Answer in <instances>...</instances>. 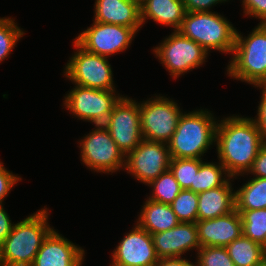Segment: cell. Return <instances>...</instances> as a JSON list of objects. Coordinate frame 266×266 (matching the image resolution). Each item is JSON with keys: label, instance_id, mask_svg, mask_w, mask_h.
Segmentation results:
<instances>
[{"label": "cell", "instance_id": "6da1fadb", "mask_svg": "<svg viewBox=\"0 0 266 266\" xmlns=\"http://www.w3.org/2000/svg\"><path fill=\"white\" fill-rule=\"evenodd\" d=\"M265 142L252 118L227 116L218 120L215 146L220 162L231 178L244 176Z\"/></svg>", "mask_w": 266, "mask_h": 266}, {"label": "cell", "instance_id": "4316f807", "mask_svg": "<svg viewBox=\"0 0 266 266\" xmlns=\"http://www.w3.org/2000/svg\"><path fill=\"white\" fill-rule=\"evenodd\" d=\"M179 222L196 223L198 220V194L182 189L170 204Z\"/></svg>", "mask_w": 266, "mask_h": 266}, {"label": "cell", "instance_id": "277c9868", "mask_svg": "<svg viewBox=\"0 0 266 266\" xmlns=\"http://www.w3.org/2000/svg\"><path fill=\"white\" fill-rule=\"evenodd\" d=\"M227 75L253 85L266 86V24L259 23L248 36L236 32Z\"/></svg>", "mask_w": 266, "mask_h": 266}, {"label": "cell", "instance_id": "44dd1931", "mask_svg": "<svg viewBox=\"0 0 266 266\" xmlns=\"http://www.w3.org/2000/svg\"><path fill=\"white\" fill-rule=\"evenodd\" d=\"M142 207L136 224L151 235L172 229L180 223L170 204L147 198Z\"/></svg>", "mask_w": 266, "mask_h": 266}, {"label": "cell", "instance_id": "5b68a950", "mask_svg": "<svg viewBox=\"0 0 266 266\" xmlns=\"http://www.w3.org/2000/svg\"><path fill=\"white\" fill-rule=\"evenodd\" d=\"M182 35L201 45L207 52L217 50L232 54L236 28L217 12H186L180 28Z\"/></svg>", "mask_w": 266, "mask_h": 266}, {"label": "cell", "instance_id": "83f0119b", "mask_svg": "<svg viewBox=\"0 0 266 266\" xmlns=\"http://www.w3.org/2000/svg\"><path fill=\"white\" fill-rule=\"evenodd\" d=\"M202 162V159L172 158L169 170L182 189H189Z\"/></svg>", "mask_w": 266, "mask_h": 266}, {"label": "cell", "instance_id": "cb8c5ba5", "mask_svg": "<svg viewBox=\"0 0 266 266\" xmlns=\"http://www.w3.org/2000/svg\"><path fill=\"white\" fill-rule=\"evenodd\" d=\"M229 178L230 176L220 162L215 164L203 161L195 175L194 184H191L188 190L199 194L222 186Z\"/></svg>", "mask_w": 266, "mask_h": 266}, {"label": "cell", "instance_id": "8d00e7d4", "mask_svg": "<svg viewBox=\"0 0 266 266\" xmlns=\"http://www.w3.org/2000/svg\"><path fill=\"white\" fill-rule=\"evenodd\" d=\"M195 263L183 258H163L159 259L156 266H195Z\"/></svg>", "mask_w": 266, "mask_h": 266}, {"label": "cell", "instance_id": "2e32d148", "mask_svg": "<svg viewBox=\"0 0 266 266\" xmlns=\"http://www.w3.org/2000/svg\"><path fill=\"white\" fill-rule=\"evenodd\" d=\"M157 257L182 258L187 251L201 247L196 223L180 222L172 229L152 234Z\"/></svg>", "mask_w": 266, "mask_h": 266}, {"label": "cell", "instance_id": "9a60e30c", "mask_svg": "<svg viewBox=\"0 0 266 266\" xmlns=\"http://www.w3.org/2000/svg\"><path fill=\"white\" fill-rule=\"evenodd\" d=\"M85 250L54 229L44 240L32 266H82Z\"/></svg>", "mask_w": 266, "mask_h": 266}, {"label": "cell", "instance_id": "e575fe53", "mask_svg": "<svg viewBox=\"0 0 266 266\" xmlns=\"http://www.w3.org/2000/svg\"><path fill=\"white\" fill-rule=\"evenodd\" d=\"M229 0H183L186 12H211L212 6Z\"/></svg>", "mask_w": 266, "mask_h": 266}, {"label": "cell", "instance_id": "603a6c76", "mask_svg": "<svg viewBox=\"0 0 266 266\" xmlns=\"http://www.w3.org/2000/svg\"><path fill=\"white\" fill-rule=\"evenodd\" d=\"M235 191L236 210L266 208V178L253 177Z\"/></svg>", "mask_w": 266, "mask_h": 266}, {"label": "cell", "instance_id": "7402d4cb", "mask_svg": "<svg viewBox=\"0 0 266 266\" xmlns=\"http://www.w3.org/2000/svg\"><path fill=\"white\" fill-rule=\"evenodd\" d=\"M235 266H262L265 264L266 248L243 234L226 246Z\"/></svg>", "mask_w": 266, "mask_h": 266}, {"label": "cell", "instance_id": "ac0fdd59", "mask_svg": "<svg viewBox=\"0 0 266 266\" xmlns=\"http://www.w3.org/2000/svg\"><path fill=\"white\" fill-rule=\"evenodd\" d=\"M96 22L127 26L137 32L142 27L140 4L133 0H95Z\"/></svg>", "mask_w": 266, "mask_h": 266}, {"label": "cell", "instance_id": "ffe728a7", "mask_svg": "<svg viewBox=\"0 0 266 266\" xmlns=\"http://www.w3.org/2000/svg\"><path fill=\"white\" fill-rule=\"evenodd\" d=\"M142 26L147 19H151L163 26H170L178 30L185 17L183 0H144L140 4Z\"/></svg>", "mask_w": 266, "mask_h": 266}, {"label": "cell", "instance_id": "d590c367", "mask_svg": "<svg viewBox=\"0 0 266 266\" xmlns=\"http://www.w3.org/2000/svg\"><path fill=\"white\" fill-rule=\"evenodd\" d=\"M13 226L14 223L11 222L10 216L5 210L3 203H0V245L11 233Z\"/></svg>", "mask_w": 266, "mask_h": 266}, {"label": "cell", "instance_id": "7a4b0ae2", "mask_svg": "<svg viewBox=\"0 0 266 266\" xmlns=\"http://www.w3.org/2000/svg\"><path fill=\"white\" fill-rule=\"evenodd\" d=\"M47 208H42L15 223L0 245V266H32L47 236L54 230L48 223Z\"/></svg>", "mask_w": 266, "mask_h": 266}, {"label": "cell", "instance_id": "f1b7e54d", "mask_svg": "<svg viewBox=\"0 0 266 266\" xmlns=\"http://www.w3.org/2000/svg\"><path fill=\"white\" fill-rule=\"evenodd\" d=\"M11 17H0V63L5 60L25 32Z\"/></svg>", "mask_w": 266, "mask_h": 266}, {"label": "cell", "instance_id": "3957f363", "mask_svg": "<svg viewBox=\"0 0 266 266\" xmlns=\"http://www.w3.org/2000/svg\"><path fill=\"white\" fill-rule=\"evenodd\" d=\"M214 117L208 109L182 113L168 143L171 158L202 159L215 145L218 120Z\"/></svg>", "mask_w": 266, "mask_h": 266}, {"label": "cell", "instance_id": "9c48e42d", "mask_svg": "<svg viewBox=\"0 0 266 266\" xmlns=\"http://www.w3.org/2000/svg\"><path fill=\"white\" fill-rule=\"evenodd\" d=\"M78 144L81 161L91 171L109 174L125 167L126 156L103 125H96Z\"/></svg>", "mask_w": 266, "mask_h": 266}, {"label": "cell", "instance_id": "d6986e66", "mask_svg": "<svg viewBox=\"0 0 266 266\" xmlns=\"http://www.w3.org/2000/svg\"><path fill=\"white\" fill-rule=\"evenodd\" d=\"M232 179L230 177L222 186L198 194V220L213 219L235 210Z\"/></svg>", "mask_w": 266, "mask_h": 266}, {"label": "cell", "instance_id": "d6a6232c", "mask_svg": "<svg viewBox=\"0 0 266 266\" xmlns=\"http://www.w3.org/2000/svg\"><path fill=\"white\" fill-rule=\"evenodd\" d=\"M262 89V96L260 103L258 104L257 115L252 118L261 133L262 139L266 142V86H259Z\"/></svg>", "mask_w": 266, "mask_h": 266}, {"label": "cell", "instance_id": "836d02e7", "mask_svg": "<svg viewBox=\"0 0 266 266\" xmlns=\"http://www.w3.org/2000/svg\"><path fill=\"white\" fill-rule=\"evenodd\" d=\"M253 175V177L266 178V142L260 148L253 164L247 174Z\"/></svg>", "mask_w": 266, "mask_h": 266}, {"label": "cell", "instance_id": "484cf974", "mask_svg": "<svg viewBox=\"0 0 266 266\" xmlns=\"http://www.w3.org/2000/svg\"><path fill=\"white\" fill-rule=\"evenodd\" d=\"M148 186L153 189L148 199L163 204H171L182 190L170 170L159 175Z\"/></svg>", "mask_w": 266, "mask_h": 266}, {"label": "cell", "instance_id": "d4e9b609", "mask_svg": "<svg viewBox=\"0 0 266 266\" xmlns=\"http://www.w3.org/2000/svg\"><path fill=\"white\" fill-rule=\"evenodd\" d=\"M237 211L242 219L243 235L266 248V208Z\"/></svg>", "mask_w": 266, "mask_h": 266}, {"label": "cell", "instance_id": "7c38bea8", "mask_svg": "<svg viewBox=\"0 0 266 266\" xmlns=\"http://www.w3.org/2000/svg\"><path fill=\"white\" fill-rule=\"evenodd\" d=\"M136 33L135 29L127 26L94 21L74 41L87 52L110 57L126 51Z\"/></svg>", "mask_w": 266, "mask_h": 266}, {"label": "cell", "instance_id": "4dcf8cb0", "mask_svg": "<svg viewBox=\"0 0 266 266\" xmlns=\"http://www.w3.org/2000/svg\"><path fill=\"white\" fill-rule=\"evenodd\" d=\"M17 175L18 174L15 175L7 170L5 165L0 161V203L4 202V198L8 196L14 185H16L18 181H22L21 177Z\"/></svg>", "mask_w": 266, "mask_h": 266}, {"label": "cell", "instance_id": "8fae6325", "mask_svg": "<svg viewBox=\"0 0 266 266\" xmlns=\"http://www.w3.org/2000/svg\"><path fill=\"white\" fill-rule=\"evenodd\" d=\"M103 126L126 156L143 140L139 103L123 95L113 107Z\"/></svg>", "mask_w": 266, "mask_h": 266}, {"label": "cell", "instance_id": "e0dca14e", "mask_svg": "<svg viewBox=\"0 0 266 266\" xmlns=\"http://www.w3.org/2000/svg\"><path fill=\"white\" fill-rule=\"evenodd\" d=\"M196 225L201 247H226L243 234L242 219L236 209L213 219L197 220Z\"/></svg>", "mask_w": 266, "mask_h": 266}, {"label": "cell", "instance_id": "8992f818", "mask_svg": "<svg viewBox=\"0 0 266 266\" xmlns=\"http://www.w3.org/2000/svg\"><path fill=\"white\" fill-rule=\"evenodd\" d=\"M153 53L161 61L162 66L173 78L184 75L205 64L209 55L201 45L175 30L157 47Z\"/></svg>", "mask_w": 266, "mask_h": 266}, {"label": "cell", "instance_id": "52a82bcc", "mask_svg": "<svg viewBox=\"0 0 266 266\" xmlns=\"http://www.w3.org/2000/svg\"><path fill=\"white\" fill-rule=\"evenodd\" d=\"M139 113L143 139L168 144L183 111L178 103L159 94L139 102Z\"/></svg>", "mask_w": 266, "mask_h": 266}, {"label": "cell", "instance_id": "30bf717a", "mask_svg": "<svg viewBox=\"0 0 266 266\" xmlns=\"http://www.w3.org/2000/svg\"><path fill=\"white\" fill-rule=\"evenodd\" d=\"M122 95L115 90H100L75 84L64 96L66 106L79 120L103 125Z\"/></svg>", "mask_w": 266, "mask_h": 266}, {"label": "cell", "instance_id": "ba28073f", "mask_svg": "<svg viewBox=\"0 0 266 266\" xmlns=\"http://www.w3.org/2000/svg\"><path fill=\"white\" fill-rule=\"evenodd\" d=\"M76 52L64 67V76L72 83L100 90H116L108 57L85 51L73 41Z\"/></svg>", "mask_w": 266, "mask_h": 266}, {"label": "cell", "instance_id": "4fadbf2b", "mask_svg": "<svg viewBox=\"0 0 266 266\" xmlns=\"http://www.w3.org/2000/svg\"><path fill=\"white\" fill-rule=\"evenodd\" d=\"M171 159L168 144L143 139L126 155L123 170L139 182L148 185L169 170Z\"/></svg>", "mask_w": 266, "mask_h": 266}, {"label": "cell", "instance_id": "74e56055", "mask_svg": "<svg viewBox=\"0 0 266 266\" xmlns=\"http://www.w3.org/2000/svg\"><path fill=\"white\" fill-rule=\"evenodd\" d=\"M136 1L137 3L141 4L144 0H133Z\"/></svg>", "mask_w": 266, "mask_h": 266}, {"label": "cell", "instance_id": "f546056e", "mask_svg": "<svg viewBox=\"0 0 266 266\" xmlns=\"http://www.w3.org/2000/svg\"><path fill=\"white\" fill-rule=\"evenodd\" d=\"M195 266H235L226 247H200Z\"/></svg>", "mask_w": 266, "mask_h": 266}, {"label": "cell", "instance_id": "1f68e13d", "mask_svg": "<svg viewBox=\"0 0 266 266\" xmlns=\"http://www.w3.org/2000/svg\"><path fill=\"white\" fill-rule=\"evenodd\" d=\"M242 6L244 16L256 17L259 23L266 22V0H243Z\"/></svg>", "mask_w": 266, "mask_h": 266}, {"label": "cell", "instance_id": "5bb4252c", "mask_svg": "<svg viewBox=\"0 0 266 266\" xmlns=\"http://www.w3.org/2000/svg\"><path fill=\"white\" fill-rule=\"evenodd\" d=\"M111 257L110 266H156L159 261L152 235L137 224L125 233Z\"/></svg>", "mask_w": 266, "mask_h": 266}]
</instances>
